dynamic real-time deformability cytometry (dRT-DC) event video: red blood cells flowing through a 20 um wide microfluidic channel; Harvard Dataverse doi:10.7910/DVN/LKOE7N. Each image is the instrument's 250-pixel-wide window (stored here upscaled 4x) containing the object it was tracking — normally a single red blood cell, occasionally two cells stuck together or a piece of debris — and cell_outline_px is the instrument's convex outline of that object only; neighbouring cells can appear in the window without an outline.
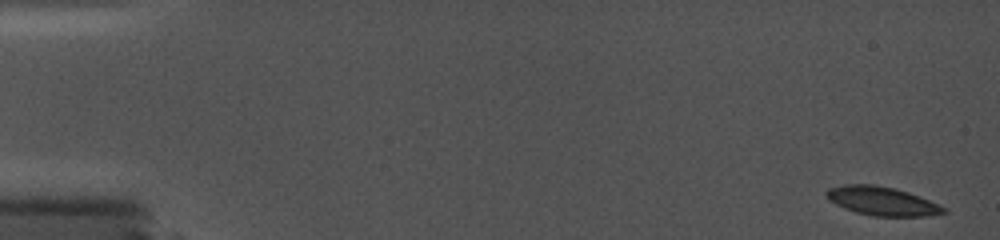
{"species": "common noctule bat (a hibernating species)", "species_latin": "Nyctalus noctula", "temperature_condition": "cold", "stored_images_in_passage": 14, "camera_frame_rate_fps": 5000, "um_per_image_px": 0.085, "animal": {"sex": "female", "body_mass_g": 19.0, "forearm_length_mm": 56.7}, "frame": {"image": 1, "passage_image": 1, "time_ms": 0.0, "image_size_px": [1000, 240], "cell_outline_px": [[948, 212], [924, 216], [872, 216], [856, 212], [844, 208], [828, 200], [824, 196], [824, 192], [828, 188], [844, 184], [872, 184], [896, 188], [908, 192], [940, 204], [948, 208]], "centroid_in_image_um": [74.95, 17.08], "position_along_channel_um": 10.0, "area_um2": 19.88}}
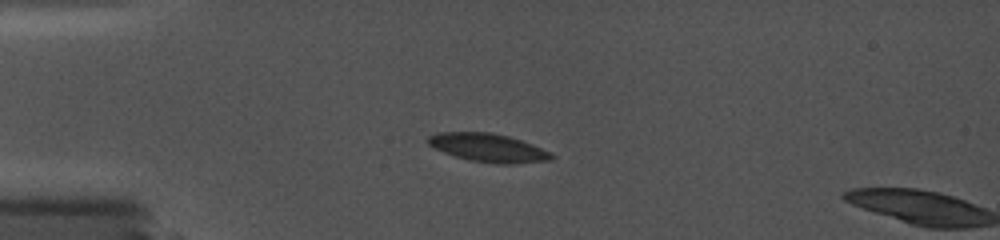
{"frame": {"image": 2, "passage_image": 12, "time_ms": 4.2, "image_size_px": [1000, 240], "cell_outline_px": [[556, 156], [552, 160], [512, 164], [496, 164], [472, 160], [456, 156], [444, 152], [428, 144], [428, 136], [436, 132], [492, 132], [508, 136], [532, 144], [552, 152]], "centroid_in_image_um": [41.55, 12.55], "position_along_channel_um": 43.5, "area_um2": 20.4}}